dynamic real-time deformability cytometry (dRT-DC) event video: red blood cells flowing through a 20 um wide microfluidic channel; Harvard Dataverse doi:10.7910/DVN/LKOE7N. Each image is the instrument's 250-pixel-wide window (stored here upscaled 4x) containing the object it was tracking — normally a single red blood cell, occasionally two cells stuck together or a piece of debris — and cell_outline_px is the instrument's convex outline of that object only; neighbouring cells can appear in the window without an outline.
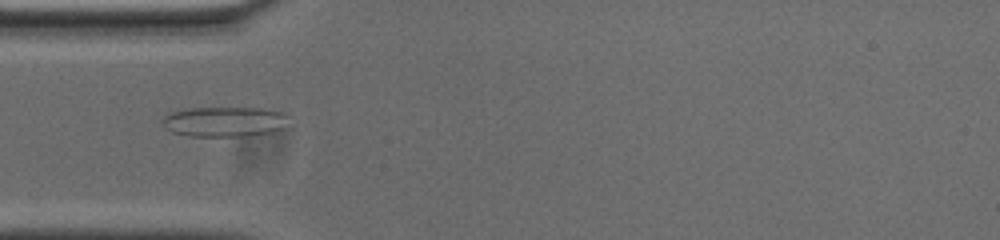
{"species": "common noctule bat (a hibernating species)", "species_latin": "Nyctalus noctula", "temperature_condition": "cold", "stored_images_in_passage": 41, "camera_frame_rate_fps": 3000, "um_per_image_px": 0.085, "animal": {"sex": "male", "body_mass_g": 20.0, "forearm_length_mm": 53.3}, "frame": {"image": 1, "passage_image": 2, "time_ms": 0.333, "image_size_px": [1000, 240], "cell_outline_px": [[284, 116], [280, 128], [272, 132], [252, 136], [188, 136], [172, 132], [164, 128], [160, 120], [164, 116], [172, 112], [188, 108], [272, 108], [284, 112]], "centroid_in_image_um": [18.99, 10.34], "position_along_channel_um": 66.0, "area_um2": 22.08}}
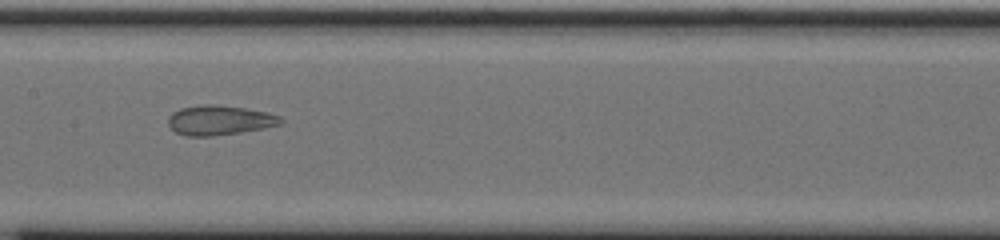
{"frame": {"image": 2, "passage_image": 12, "time_ms": 3.667, "image_size_px": [1000, 240], "cell_outline_px": [[284, 124], [264, 128], [240, 132], [212, 136], [188, 136], [176, 132], [168, 124], [168, 116], [172, 112], [180, 108], [204, 104], [212, 104], [244, 108], [268, 112], [280, 116], [284, 120]], "centroid_in_image_um": [18.68, 10.21], "position_along_channel_um": 188.7, "area_um2": 19.54}}
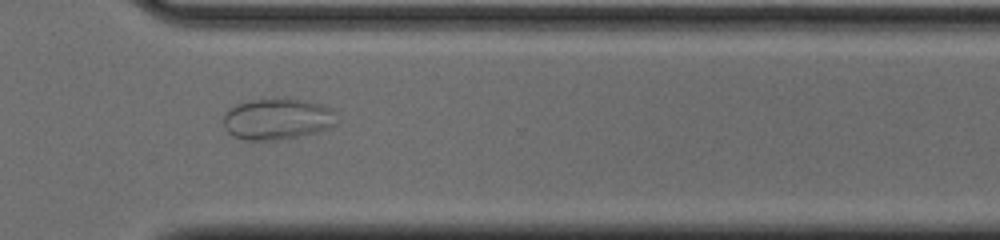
{"frame": {"image": 3, "passage_image": 25, "time_ms": 8.0, "image_size_px": [1000, 240], "cell_outline_px": [[336, 124], [328, 128], [316, 132], [276, 140], [244, 140], [232, 136], [224, 128], [224, 116], [228, 108], [236, 104], [248, 100], [300, 100], [320, 104], [332, 108]], "centroid_in_image_um": [23.52, 10.13], "position_along_channel_um": 347.1, "area_um2": 26.76}}